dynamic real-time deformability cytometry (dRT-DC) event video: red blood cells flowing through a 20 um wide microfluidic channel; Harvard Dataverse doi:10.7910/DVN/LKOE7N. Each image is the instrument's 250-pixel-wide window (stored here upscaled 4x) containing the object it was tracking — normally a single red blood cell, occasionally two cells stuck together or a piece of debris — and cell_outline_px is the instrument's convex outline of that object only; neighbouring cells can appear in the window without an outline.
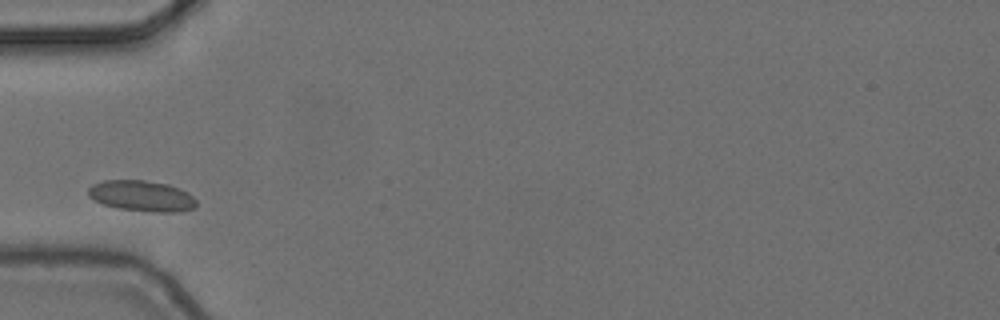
{"species": "common noctule bat (a hibernating species)", "species_latin": "Nyctalus noctula", "temperature_condition": "cold", "stored_images_in_passage": 8, "camera_frame_rate_fps": 3000, "um_per_image_px": 0.085, "animal": {"sex": "female", "body_mass_g": 24.6, "forearm_length_mm": 56.2}, "frame": {"image": 1, "passage_image": 1, "time_ms": 0.0, "image_size_px": [1000, 320], "cell_outline_px": [[196, 204], [192, 208], [176, 212], [156, 212], [120, 208], [104, 204], [88, 196], [88, 188], [92, 184], [104, 180], [144, 180], [168, 184], [188, 192], [196, 200]], "centroid_in_image_um": [12.04, 16.64], "position_along_channel_um": 73.0, "area_um2": 19.19}}
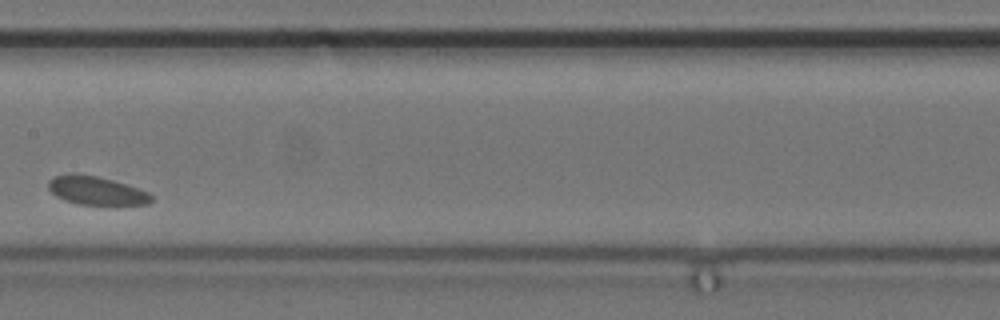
{"frame": {"image": 2, "passage_image": 4, "time_ms": 1.0, "image_size_px": [1000, 320], "cell_outline_px": [[152, 200], [148, 204], [80, 204], [64, 200], [56, 196], [48, 188], [48, 180], [52, 176], [72, 172], [96, 176], [128, 184], [148, 192], [152, 196]], "centroid_in_image_um": [8.14, 16.17], "position_along_channel_um": 199.3, "area_um2": 17.11}}
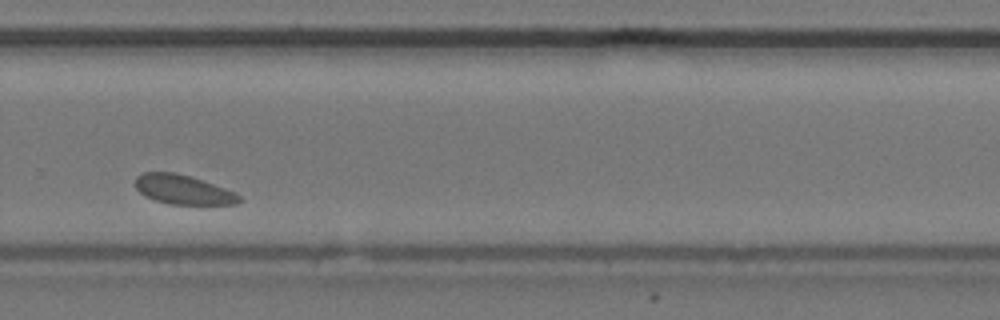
{"frame": {"image": 3, "passage_image": 7, "time_ms": 2.0, "image_size_px": [1000, 320], "cell_outline_px": [[244, 200], [236, 204], [168, 204], [144, 196], [136, 188], [136, 176], [144, 172], [176, 172], [236, 192]], "centroid_in_image_um": [15.57, 16.12], "position_along_channel_um": 314.2, "area_um2": 17.63}}